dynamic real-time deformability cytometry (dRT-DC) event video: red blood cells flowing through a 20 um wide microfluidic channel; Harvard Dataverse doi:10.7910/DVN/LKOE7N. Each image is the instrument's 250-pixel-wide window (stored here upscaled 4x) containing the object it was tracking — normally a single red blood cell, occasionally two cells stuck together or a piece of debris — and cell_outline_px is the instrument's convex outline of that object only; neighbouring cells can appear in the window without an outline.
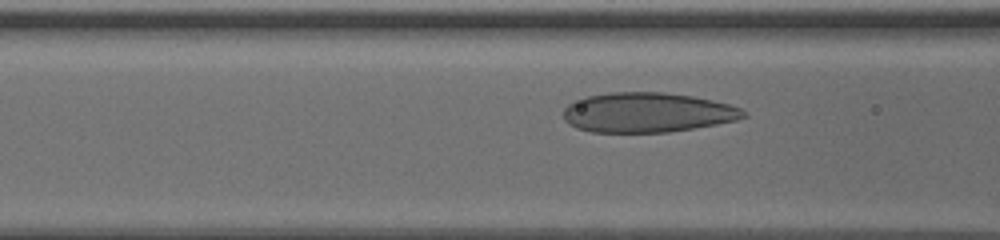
{"species": "human", "species_latin": "Homo sapiens", "temperature_condition": "cold", "stored_images_in_passage": 31, "camera_frame_rate_fps": 3000, "um_per_image_px": 0.085, "donor": {"sex": "male"}, "frame": {"image": 1, "passage_image": 5, "time_ms": 1.333, "image_size_px": [1000, 240], "cell_outline_px": [[748, 116], [736, 120], [716, 124], [668, 132], [592, 132], [576, 128], [568, 124], [564, 120], [564, 108], [568, 104], [584, 96], [608, 92], [664, 92], [692, 96], [712, 100], [728, 104], [740, 108]], "centroid_in_image_um": [54.98, 9.55], "position_along_channel_um": 111.6, "area_um2": 41.79}}
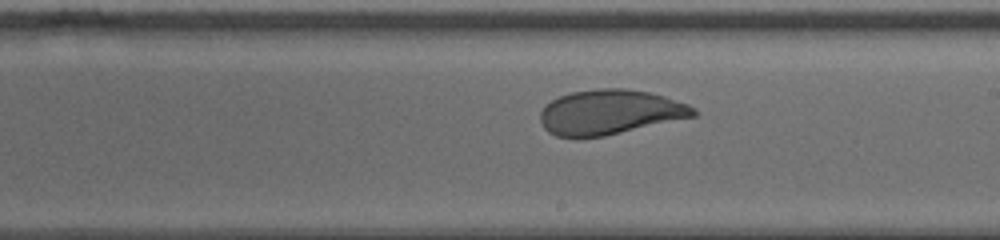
{"frame": {"image": 2, "passage_image": 15, "time_ms": 4.667, "image_size_px": [1000, 240], "cell_outline_px": [[696, 116], [604, 136], [556, 136], [548, 132], [544, 128], [540, 120], [540, 112], [552, 100], [560, 96], [572, 92], [600, 88], [624, 88], [648, 92], [664, 96], [688, 104], [696, 108]], "centroid_in_image_um": [51.86, 9.52], "position_along_channel_um": 237.1, "area_um2": 39.59}}
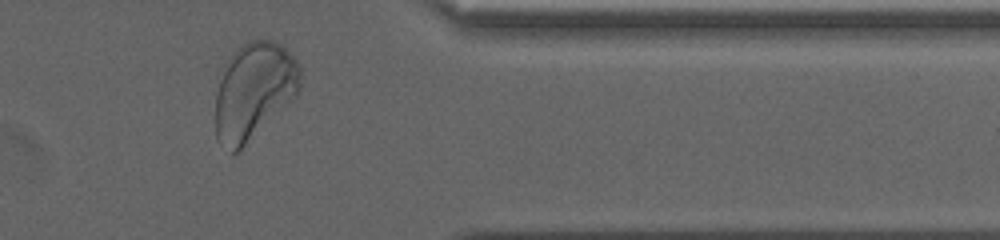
{"frame": {"image": 3, "passage_image": 28, "time_ms": 9.0, "image_size_px": [1000, 240], "cell_outline_px": [[300, 88], [236, 152], [232, 152], [216, 140], [216, 92], [224, 64], [248, 40], [272, 40], [280, 44], [296, 60], [300, 68]], "centroid_in_image_um": [21.53, 7.67], "position_along_channel_um": 389.9, "area_um2": 46.01}, "authors_computed_cell_mechanics": {"area_um2": 40.749, "velocity_mm_per_s": 3.7583, "shape_relaxation_time_tau1_ms": 3.8265, "shape_relaxation_time_tau2_ms": null, "deformation_change_tau1": 0.1371, "deformation_change_tau2": null}}